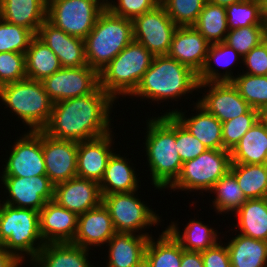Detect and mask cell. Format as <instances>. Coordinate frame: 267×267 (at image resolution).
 Wrapping results in <instances>:
<instances>
[{
	"mask_svg": "<svg viewBox=\"0 0 267 267\" xmlns=\"http://www.w3.org/2000/svg\"><path fill=\"white\" fill-rule=\"evenodd\" d=\"M232 163L266 164L267 127L259 120L230 152Z\"/></svg>",
	"mask_w": 267,
	"mask_h": 267,
	"instance_id": "cell-32",
	"label": "cell"
},
{
	"mask_svg": "<svg viewBox=\"0 0 267 267\" xmlns=\"http://www.w3.org/2000/svg\"><path fill=\"white\" fill-rule=\"evenodd\" d=\"M226 246L229 253L231 267H267V241L254 239L235 232ZM228 237V238H227Z\"/></svg>",
	"mask_w": 267,
	"mask_h": 267,
	"instance_id": "cell-30",
	"label": "cell"
},
{
	"mask_svg": "<svg viewBox=\"0 0 267 267\" xmlns=\"http://www.w3.org/2000/svg\"><path fill=\"white\" fill-rule=\"evenodd\" d=\"M134 267H151L149 260L143 256Z\"/></svg>",
	"mask_w": 267,
	"mask_h": 267,
	"instance_id": "cell-55",
	"label": "cell"
},
{
	"mask_svg": "<svg viewBox=\"0 0 267 267\" xmlns=\"http://www.w3.org/2000/svg\"><path fill=\"white\" fill-rule=\"evenodd\" d=\"M229 30L251 25H265L260 0H243L225 7Z\"/></svg>",
	"mask_w": 267,
	"mask_h": 267,
	"instance_id": "cell-39",
	"label": "cell"
},
{
	"mask_svg": "<svg viewBox=\"0 0 267 267\" xmlns=\"http://www.w3.org/2000/svg\"><path fill=\"white\" fill-rule=\"evenodd\" d=\"M103 11L91 0H47V20L65 33L83 40Z\"/></svg>",
	"mask_w": 267,
	"mask_h": 267,
	"instance_id": "cell-10",
	"label": "cell"
},
{
	"mask_svg": "<svg viewBox=\"0 0 267 267\" xmlns=\"http://www.w3.org/2000/svg\"><path fill=\"white\" fill-rule=\"evenodd\" d=\"M25 265L14 254L0 246V267H22Z\"/></svg>",
	"mask_w": 267,
	"mask_h": 267,
	"instance_id": "cell-50",
	"label": "cell"
},
{
	"mask_svg": "<svg viewBox=\"0 0 267 267\" xmlns=\"http://www.w3.org/2000/svg\"><path fill=\"white\" fill-rule=\"evenodd\" d=\"M116 152L118 150L110 156L103 178L99 183L102 196L114 193H129L141 188L140 178L142 177H138L140 174L136 171L139 170L133 166V162L131 163L132 158L121 154V150H119L120 153Z\"/></svg>",
	"mask_w": 267,
	"mask_h": 267,
	"instance_id": "cell-24",
	"label": "cell"
},
{
	"mask_svg": "<svg viewBox=\"0 0 267 267\" xmlns=\"http://www.w3.org/2000/svg\"><path fill=\"white\" fill-rule=\"evenodd\" d=\"M40 233L44 244L72 243L78 215L51 200L39 211Z\"/></svg>",
	"mask_w": 267,
	"mask_h": 267,
	"instance_id": "cell-23",
	"label": "cell"
},
{
	"mask_svg": "<svg viewBox=\"0 0 267 267\" xmlns=\"http://www.w3.org/2000/svg\"><path fill=\"white\" fill-rule=\"evenodd\" d=\"M100 6L103 10H109L112 6L113 0H91Z\"/></svg>",
	"mask_w": 267,
	"mask_h": 267,
	"instance_id": "cell-51",
	"label": "cell"
},
{
	"mask_svg": "<svg viewBox=\"0 0 267 267\" xmlns=\"http://www.w3.org/2000/svg\"><path fill=\"white\" fill-rule=\"evenodd\" d=\"M26 78L25 54L0 53V87Z\"/></svg>",
	"mask_w": 267,
	"mask_h": 267,
	"instance_id": "cell-44",
	"label": "cell"
},
{
	"mask_svg": "<svg viewBox=\"0 0 267 267\" xmlns=\"http://www.w3.org/2000/svg\"><path fill=\"white\" fill-rule=\"evenodd\" d=\"M36 37L58 56L61 67L77 68L88 65L84 40L65 33L47 19L38 29Z\"/></svg>",
	"mask_w": 267,
	"mask_h": 267,
	"instance_id": "cell-20",
	"label": "cell"
},
{
	"mask_svg": "<svg viewBox=\"0 0 267 267\" xmlns=\"http://www.w3.org/2000/svg\"><path fill=\"white\" fill-rule=\"evenodd\" d=\"M26 75L28 79L42 81L60 70L58 56L36 36L25 52Z\"/></svg>",
	"mask_w": 267,
	"mask_h": 267,
	"instance_id": "cell-33",
	"label": "cell"
},
{
	"mask_svg": "<svg viewBox=\"0 0 267 267\" xmlns=\"http://www.w3.org/2000/svg\"><path fill=\"white\" fill-rule=\"evenodd\" d=\"M159 4L160 0H113L109 11L115 16L133 21Z\"/></svg>",
	"mask_w": 267,
	"mask_h": 267,
	"instance_id": "cell-46",
	"label": "cell"
},
{
	"mask_svg": "<svg viewBox=\"0 0 267 267\" xmlns=\"http://www.w3.org/2000/svg\"><path fill=\"white\" fill-rule=\"evenodd\" d=\"M54 201L77 215L102 203L99 183L74 177L54 186Z\"/></svg>",
	"mask_w": 267,
	"mask_h": 267,
	"instance_id": "cell-21",
	"label": "cell"
},
{
	"mask_svg": "<svg viewBox=\"0 0 267 267\" xmlns=\"http://www.w3.org/2000/svg\"><path fill=\"white\" fill-rule=\"evenodd\" d=\"M207 0H160L168 16L178 27L193 26Z\"/></svg>",
	"mask_w": 267,
	"mask_h": 267,
	"instance_id": "cell-41",
	"label": "cell"
},
{
	"mask_svg": "<svg viewBox=\"0 0 267 267\" xmlns=\"http://www.w3.org/2000/svg\"><path fill=\"white\" fill-rule=\"evenodd\" d=\"M237 74L232 84L251 108L260 110L267 104V75H249L241 73V70Z\"/></svg>",
	"mask_w": 267,
	"mask_h": 267,
	"instance_id": "cell-38",
	"label": "cell"
},
{
	"mask_svg": "<svg viewBox=\"0 0 267 267\" xmlns=\"http://www.w3.org/2000/svg\"><path fill=\"white\" fill-rule=\"evenodd\" d=\"M5 190L0 201L16 208L40 211L48 201L54 200V185L47 175L30 177L0 176ZM8 195V196H7ZM6 197V199L4 198Z\"/></svg>",
	"mask_w": 267,
	"mask_h": 267,
	"instance_id": "cell-12",
	"label": "cell"
},
{
	"mask_svg": "<svg viewBox=\"0 0 267 267\" xmlns=\"http://www.w3.org/2000/svg\"><path fill=\"white\" fill-rule=\"evenodd\" d=\"M41 82L49 98L56 103L93 93L99 87V73L88 65L62 67Z\"/></svg>",
	"mask_w": 267,
	"mask_h": 267,
	"instance_id": "cell-14",
	"label": "cell"
},
{
	"mask_svg": "<svg viewBox=\"0 0 267 267\" xmlns=\"http://www.w3.org/2000/svg\"><path fill=\"white\" fill-rule=\"evenodd\" d=\"M192 102L193 104H189V106L193 105L191 112L196 113H191L189 116L186 114L188 113L187 110L182 111L183 107L179 110L177 107L176 109L173 108V106L172 109H166L164 113L160 112V114L173 115L207 149H223L222 122L213 114L208 113L197 101Z\"/></svg>",
	"mask_w": 267,
	"mask_h": 267,
	"instance_id": "cell-17",
	"label": "cell"
},
{
	"mask_svg": "<svg viewBox=\"0 0 267 267\" xmlns=\"http://www.w3.org/2000/svg\"><path fill=\"white\" fill-rule=\"evenodd\" d=\"M0 103L5 105L4 110L8 109V114L17 116L16 121H22L25 131L43 130L53 109V101L42 82L28 78L1 86Z\"/></svg>",
	"mask_w": 267,
	"mask_h": 267,
	"instance_id": "cell-5",
	"label": "cell"
},
{
	"mask_svg": "<svg viewBox=\"0 0 267 267\" xmlns=\"http://www.w3.org/2000/svg\"><path fill=\"white\" fill-rule=\"evenodd\" d=\"M115 103L100 87L91 94L58 101L53 103L50 121L43 131L56 139L77 142L102 137L115 128L111 123Z\"/></svg>",
	"mask_w": 267,
	"mask_h": 267,
	"instance_id": "cell-1",
	"label": "cell"
},
{
	"mask_svg": "<svg viewBox=\"0 0 267 267\" xmlns=\"http://www.w3.org/2000/svg\"><path fill=\"white\" fill-rule=\"evenodd\" d=\"M44 245L39 212L16 208L0 201V246L22 263L29 264Z\"/></svg>",
	"mask_w": 267,
	"mask_h": 267,
	"instance_id": "cell-4",
	"label": "cell"
},
{
	"mask_svg": "<svg viewBox=\"0 0 267 267\" xmlns=\"http://www.w3.org/2000/svg\"><path fill=\"white\" fill-rule=\"evenodd\" d=\"M115 233L110 213L101 203L98 207L78 215L77 232L72 244L89 250L99 247V250H104L103 247Z\"/></svg>",
	"mask_w": 267,
	"mask_h": 267,
	"instance_id": "cell-19",
	"label": "cell"
},
{
	"mask_svg": "<svg viewBox=\"0 0 267 267\" xmlns=\"http://www.w3.org/2000/svg\"><path fill=\"white\" fill-rule=\"evenodd\" d=\"M208 2L221 5L223 7H228L230 4L243 1V0H207Z\"/></svg>",
	"mask_w": 267,
	"mask_h": 267,
	"instance_id": "cell-52",
	"label": "cell"
},
{
	"mask_svg": "<svg viewBox=\"0 0 267 267\" xmlns=\"http://www.w3.org/2000/svg\"><path fill=\"white\" fill-rule=\"evenodd\" d=\"M180 267H204L201 252L183 249Z\"/></svg>",
	"mask_w": 267,
	"mask_h": 267,
	"instance_id": "cell-49",
	"label": "cell"
},
{
	"mask_svg": "<svg viewBox=\"0 0 267 267\" xmlns=\"http://www.w3.org/2000/svg\"><path fill=\"white\" fill-rule=\"evenodd\" d=\"M197 91L198 80L195 72L168 55H156L128 99L138 98L141 102L147 100L151 104L157 103L158 107L162 103L161 107H164L163 102H178L181 97L183 99L187 95L185 101L188 100L189 94L193 95Z\"/></svg>",
	"mask_w": 267,
	"mask_h": 267,
	"instance_id": "cell-3",
	"label": "cell"
},
{
	"mask_svg": "<svg viewBox=\"0 0 267 267\" xmlns=\"http://www.w3.org/2000/svg\"><path fill=\"white\" fill-rule=\"evenodd\" d=\"M164 229L159 233V237H149L144 256L151 267H180L183 248L170 232Z\"/></svg>",
	"mask_w": 267,
	"mask_h": 267,
	"instance_id": "cell-35",
	"label": "cell"
},
{
	"mask_svg": "<svg viewBox=\"0 0 267 267\" xmlns=\"http://www.w3.org/2000/svg\"><path fill=\"white\" fill-rule=\"evenodd\" d=\"M193 27L210 44L224 42L229 31L225 7L207 1Z\"/></svg>",
	"mask_w": 267,
	"mask_h": 267,
	"instance_id": "cell-37",
	"label": "cell"
},
{
	"mask_svg": "<svg viewBox=\"0 0 267 267\" xmlns=\"http://www.w3.org/2000/svg\"><path fill=\"white\" fill-rule=\"evenodd\" d=\"M261 1V10H262V19L265 25L267 26V0Z\"/></svg>",
	"mask_w": 267,
	"mask_h": 267,
	"instance_id": "cell-54",
	"label": "cell"
},
{
	"mask_svg": "<svg viewBox=\"0 0 267 267\" xmlns=\"http://www.w3.org/2000/svg\"><path fill=\"white\" fill-rule=\"evenodd\" d=\"M133 40V21L104 10L84 39L88 66L99 73Z\"/></svg>",
	"mask_w": 267,
	"mask_h": 267,
	"instance_id": "cell-6",
	"label": "cell"
},
{
	"mask_svg": "<svg viewBox=\"0 0 267 267\" xmlns=\"http://www.w3.org/2000/svg\"><path fill=\"white\" fill-rule=\"evenodd\" d=\"M146 135L142 153L146 158L150 185L155 189L165 191L179 176L182 161L176 145V118L173 115H152L145 121Z\"/></svg>",
	"mask_w": 267,
	"mask_h": 267,
	"instance_id": "cell-2",
	"label": "cell"
},
{
	"mask_svg": "<svg viewBox=\"0 0 267 267\" xmlns=\"http://www.w3.org/2000/svg\"><path fill=\"white\" fill-rule=\"evenodd\" d=\"M267 38L266 25H251L229 30L224 43L232 47L242 57Z\"/></svg>",
	"mask_w": 267,
	"mask_h": 267,
	"instance_id": "cell-40",
	"label": "cell"
},
{
	"mask_svg": "<svg viewBox=\"0 0 267 267\" xmlns=\"http://www.w3.org/2000/svg\"><path fill=\"white\" fill-rule=\"evenodd\" d=\"M113 132L99 138L78 142L77 177L100 183L110 156L116 151L115 132Z\"/></svg>",
	"mask_w": 267,
	"mask_h": 267,
	"instance_id": "cell-18",
	"label": "cell"
},
{
	"mask_svg": "<svg viewBox=\"0 0 267 267\" xmlns=\"http://www.w3.org/2000/svg\"><path fill=\"white\" fill-rule=\"evenodd\" d=\"M177 27L164 7L159 4L133 20L134 40L154 56L167 55Z\"/></svg>",
	"mask_w": 267,
	"mask_h": 267,
	"instance_id": "cell-13",
	"label": "cell"
},
{
	"mask_svg": "<svg viewBox=\"0 0 267 267\" xmlns=\"http://www.w3.org/2000/svg\"><path fill=\"white\" fill-rule=\"evenodd\" d=\"M243 66L241 73L267 75V38L243 57Z\"/></svg>",
	"mask_w": 267,
	"mask_h": 267,
	"instance_id": "cell-47",
	"label": "cell"
},
{
	"mask_svg": "<svg viewBox=\"0 0 267 267\" xmlns=\"http://www.w3.org/2000/svg\"><path fill=\"white\" fill-rule=\"evenodd\" d=\"M93 254L89 249L72 243H47L28 267H99L89 260Z\"/></svg>",
	"mask_w": 267,
	"mask_h": 267,
	"instance_id": "cell-25",
	"label": "cell"
},
{
	"mask_svg": "<svg viewBox=\"0 0 267 267\" xmlns=\"http://www.w3.org/2000/svg\"><path fill=\"white\" fill-rule=\"evenodd\" d=\"M150 236L116 232L105 245L108 249L103 267H134L145 255ZM102 265H99V267Z\"/></svg>",
	"mask_w": 267,
	"mask_h": 267,
	"instance_id": "cell-27",
	"label": "cell"
},
{
	"mask_svg": "<svg viewBox=\"0 0 267 267\" xmlns=\"http://www.w3.org/2000/svg\"><path fill=\"white\" fill-rule=\"evenodd\" d=\"M237 224H231L235 228L230 231L267 241V197L248 199L233 214Z\"/></svg>",
	"mask_w": 267,
	"mask_h": 267,
	"instance_id": "cell-31",
	"label": "cell"
},
{
	"mask_svg": "<svg viewBox=\"0 0 267 267\" xmlns=\"http://www.w3.org/2000/svg\"><path fill=\"white\" fill-rule=\"evenodd\" d=\"M0 18L29 29L36 36L47 19V0H0Z\"/></svg>",
	"mask_w": 267,
	"mask_h": 267,
	"instance_id": "cell-28",
	"label": "cell"
},
{
	"mask_svg": "<svg viewBox=\"0 0 267 267\" xmlns=\"http://www.w3.org/2000/svg\"><path fill=\"white\" fill-rule=\"evenodd\" d=\"M202 218H192L184 225V230L181 232L179 225L180 222L171 221L165 228L170 234L180 243L181 247L187 251L203 252L206 249L214 246L223 238V234L216 230L217 228L211 227L200 221ZM221 235V236H220Z\"/></svg>",
	"mask_w": 267,
	"mask_h": 267,
	"instance_id": "cell-29",
	"label": "cell"
},
{
	"mask_svg": "<svg viewBox=\"0 0 267 267\" xmlns=\"http://www.w3.org/2000/svg\"><path fill=\"white\" fill-rule=\"evenodd\" d=\"M259 121V110L250 108L245 114L222 123L223 149L232 151L244 134Z\"/></svg>",
	"mask_w": 267,
	"mask_h": 267,
	"instance_id": "cell-43",
	"label": "cell"
},
{
	"mask_svg": "<svg viewBox=\"0 0 267 267\" xmlns=\"http://www.w3.org/2000/svg\"><path fill=\"white\" fill-rule=\"evenodd\" d=\"M235 64L239 68L243 67V57L232 47L224 42L211 44L207 53L205 64L200 73L197 75L198 84L209 82H231L237 76L236 73L234 74L232 69V67L236 66ZM222 69L223 72L221 71Z\"/></svg>",
	"mask_w": 267,
	"mask_h": 267,
	"instance_id": "cell-26",
	"label": "cell"
},
{
	"mask_svg": "<svg viewBox=\"0 0 267 267\" xmlns=\"http://www.w3.org/2000/svg\"><path fill=\"white\" fill-rule=\"evenodd\" d=\"M220 241L201 252L204 267H231L226 243Z\"/></svg>",
	"mask_w": 267,
	"mask_h": 267,
	"instance_id": "cell-48",
	"label": "cell"
},
{
	"mask_svg": "<svg viewBox=\"0 0 267 267\" xmlns=\"http://www.w3.org/2000/svg\"><path fill=\"white\" fill-rule=\"evenodd\" d=\"M230 172L235 176L247 199L267 197L266 164L232 163Z\"/></svg>",
	"mask_w": 267,
	"mask_h": 267,
	"instance_id": "cell-36",
	"label": "cell"
},
{
	"mask_svg": "<svg viewBox=\"0 0 267 267\" xmlns=\"http://www.w3.org/2000/svg\"><path fill=\"white\" fill-rule=\"evenodd\" d=\"M208 193L209 197L211 193L215 195L211 200V209L214 210L217 215L221 214L225 216L224 214H228L227 217L230 215V219L232 217L231 215L248 200L239 187L235 176L230 171L222 176Z\"/></svg>",
	"mask_w": 267,
	"mask_h": 267,
	"instance_id": "cell-34",
	"label": "cell"
},
{
	"mask_svg": "<svg viewBox=\"0 0 267 267\" xmlns=\"http://www.w3.org/2000/svg\"><path fill=\"white\" fill-rule=\"evenodd\" d=\"M78 142L56 139L42 130L46 175L55 186L77 176Z\"/></svg>",
	"mask_w": 267,
	"mask_h": 267,
	"instance_id": "cell-16",
	"label": "cell"
},
{
	"mask_svg": "<svg viewBox=\"0 0 267 267\" xmlns=\"http://www.w3.org/2000/svg\"><path fill=\"white\" fill-rule=\"evenodd\" d=\"M231 164L230 151L207 149L198 157L182 164L179 176L167 190L206 195L203 193H208L213 185L230 171Z\"/></svg>",
	"mask_w": 267,
	"mask_h": 267,
	"instance_id": "cell-8",
	"label": "cell"
},
{
	"mask_svg": "<svg viewBox=\"0 0 267 267\" xmlns=\"http://www.w3.org/2000/svg\"><path fill=\"white\" fill-rule=\"evenodd\" d=\"M153 58L151 52L133 40L99 72V87L116 102L128 98L151 66Z\"/></svg>",
	"mask_w": 267,
	"mask_h": 267,
	"instance_id": "cell-7",
	"label": "cell"
},
{
	"mask_svg": "<svg viewBox=\"0 0 267 267\" xmlns=\"http://www.w3.org/2000/svg\"><path fill=\"white\" fill-rule=\"evenodd\" d=\"M138 190L129 193H114L102 196V203L108 209L116 232L153 236L150 230L161 225L162 216L140 198ZM140 197V198H139ZM149 206H148V205ZM161 218V219H160ZM149 231V232H146ZM150 233V234H149Z\"/></svg>",
	"mask_w": 267,
	"mask_h": 267,
	"instance_id": "cell-9",
	"label": "cell"
},
{
	"mask_svg": "<svg viewBox=\"0 0 267 267\" xmlns=\"http://www.w3.org/2000/svg\"><path fill=\"white\" fill-rule=\"evenodd\" d=\"M35 35L29 30L0 18V53L25 54Z\"/></svg>",
	"mask_w": 267,
	"mask_h": 267,
	"instance_id": "cell-42",
	"label": "cell"
},
{
	"mask_svg": "<svg viewBox=\"0 0 267 267\" xmlns=\"http://www.w3.org/2000/svg\"><path fill=\"white\" fill-rule=\"evenodd\" d=\"M17 138V139H16ZM9 145L0 176L32 177L46 175L42 151V130L24 131ZM5 162V164H4ZM4 167V168H3Z\"/></svg>",
	"mask_w": 267,
	"mask_h": 267,
	"instance_id": "cell-11",
	"label": "cell"
},
{
	"mask_svg": "<svg viewBox=\"0 0 267 267\" xmlns=\"http://www.w3.org/2000/svg\"><path fill=\"white\" fill-rule=\"evenodd\" d=\"M259 120L267 127V104L259 110Z\"/></svg>",
	"mask_w": 267,
	"mask_h": 267,
	"instance_id": "cell-53",
	"label": "cell"
},
{
	"mask_svg": "<svg viewBox=\"0 0 267 267\" xmlns=\"http://www.w3.org/2000/svg\"><path fill=\"white\" fill-rule=\"evenodd\" d=\"M197 92L196 95L203 94L196 98L197 103L222 123L245 114L251 108L232 82L198 84Z\"/></svg>",
	"mask_w": 267,
	"mask_h": 267,
	"instance_id": "cell-15",
	"label": "cell"
},
{
	"mask_svg": "<svg viewBox=\"0 0 267 267\" xmlns=\"http://www.w3.org/2000/svg\"><path fill=\"white\" fill-rule=\"evenodd\" d=\"M210 45L193 26L177 27L167 55L198 75L205 64Z\"/></svg>",
	"mask_w": 267,
	"mask_h": 267,
	"instance_id": "cell-22",
	"label": "cell"
},
{
	"mask_svg": "<svg viewBox=\"0 0 267 267\" xmlns=\"http://www.w3.org/2000/svg\"><path fill=\"white\" fill-rule=\"evenodd\" d=\"M176 145L182 163L192 160L207 150V147L192 135L176 119Z\"/></svg>",
	"mask_w": 267,
	"mask_h": 267,
	"instance_id": "cell-45",
	"label": "cell"
}]
</instances>
